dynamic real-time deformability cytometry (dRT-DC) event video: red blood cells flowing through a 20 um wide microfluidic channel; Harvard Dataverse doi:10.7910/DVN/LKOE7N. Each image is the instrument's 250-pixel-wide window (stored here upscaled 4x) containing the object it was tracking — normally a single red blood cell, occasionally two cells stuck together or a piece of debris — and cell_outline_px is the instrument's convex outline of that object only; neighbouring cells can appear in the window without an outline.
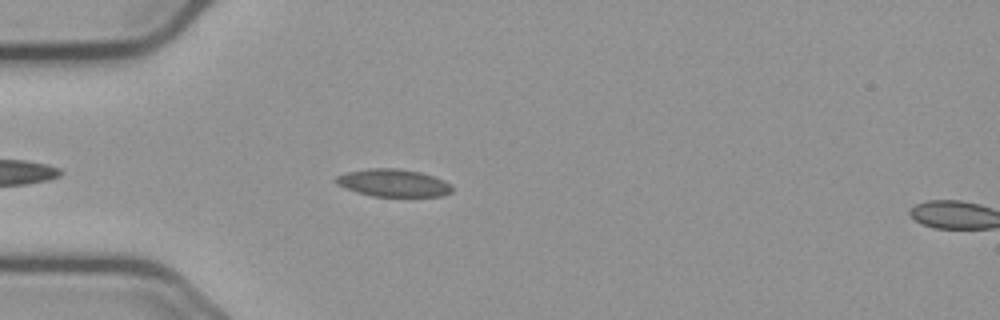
{"species": "common noctule bat (a hibernating species)", "species_latin": "Nyctalus noctula", "temperature_condition": "cold", "stored_images_in_passage": 8, "camera_frame_rate_fps": 3000, "um_per_image_px": 0.085, "animal": {"sex": "male", "body_mass_g": 23.1, "forearm_length_mm": 52.7}, "frame": {"image": 1, "passage_image": 6, "time_ms": 1.667, "image_size_px": [1000, 320], "cell_outline_px": [[452, 192], [440, 196], [372, 196], [356, 192], [336, 184], [332, 180], [336, 176], [348, 172], [368, 168], [400, 168], [420, 172], [444, 180], [452, 188]], "centroid_in_image_um": [33.38, 15.54], "position_along_channel_um": 51.6, "area_um2": 18.61}}